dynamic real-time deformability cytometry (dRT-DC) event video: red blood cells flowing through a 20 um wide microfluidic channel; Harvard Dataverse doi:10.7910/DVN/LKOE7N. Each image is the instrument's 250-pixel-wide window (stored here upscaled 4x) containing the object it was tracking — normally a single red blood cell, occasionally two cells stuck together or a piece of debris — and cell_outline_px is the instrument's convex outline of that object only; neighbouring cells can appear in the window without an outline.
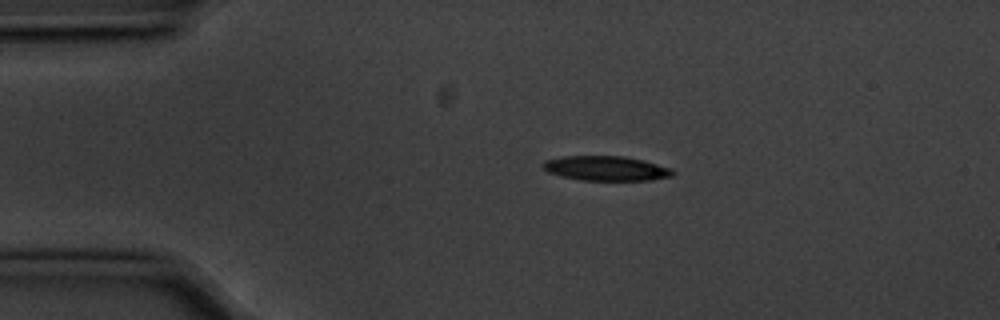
{"species": "common noctule bat (a hibernating species)", "species_latin": "Nyctalus noctula", "temperature_condition": "cold", "stored_images_in_passage": 45, "camera_frame_rate_fps": 3000, "um_per_image_px": 0.085, "animal": {"sex": "male", "body_mass_g": 20.1, "forearm_length_mm": 53.5}, "frame": {"image": 1, "passage_image": 1, "time_ms": 0.0, "image_size_px": [1000, 320], "cell_outline_px": [[676, 172], [672, 176], [652, 180], [580, 180], [560, 176], [548, 172], [540, 164], [544, 160], [564, 156], [624, 156], [644, 160], [672, 168]], "centroid_in_image_um": [51.52, 14.31], "position_along_channel_um": 33.5, "area_um2": 18.84}}
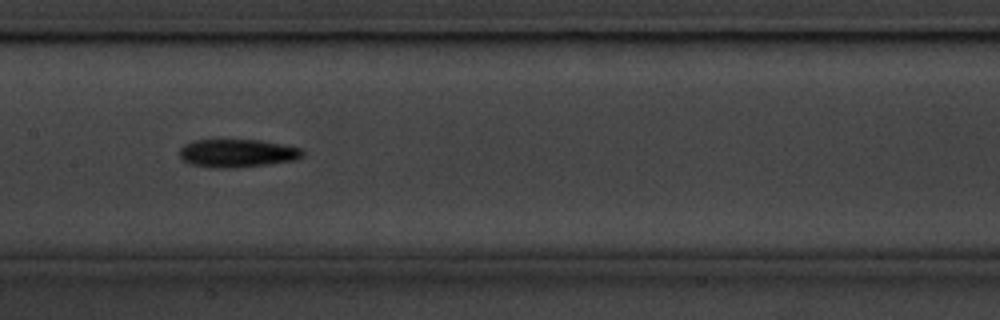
{"frame": {"image": 2, "passage_image": 17, "time_ms": 5.333, "image_size_px": [1000, 320], "cell_outline_px": [[304, 156], [292, 160], [236, 168], [212, 168], [188, 164], [180, 160], [180, 148], [184, 144], [196, 140], [260, 140], [300, 148], [304, 152]], "centroid_in_image_um": [20.09, 13.03], "position_along_channel_um": 187.3, "area_um2": 20.11}}
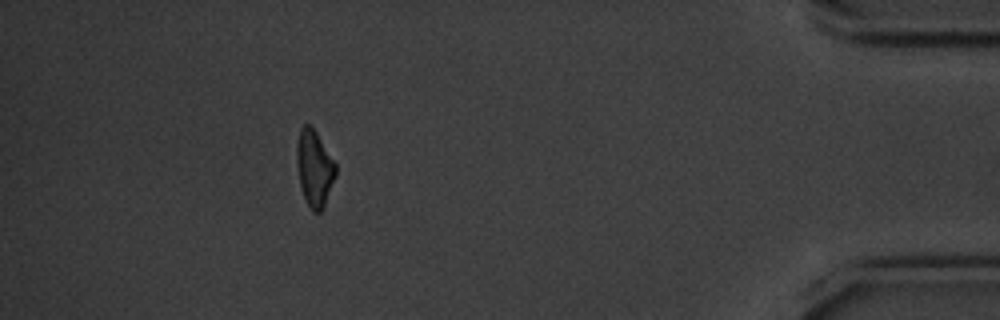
{"frame": {"image": 3, "passage_image": 40, "time_ms": 13.0, "image_size_px": [1000, 320], "cell_outline_px": [[336, 176], [324, 204], [320, 212], [312, 212], [300, 188], [296, 160], [296, 144], [300, 128], [304, 124], [308, 124], [316, 132], [336, 164]], "centroid_in_image_um": [26.7, 14.28], "position_along_channel_um": 408.5, "area_um2": 17.17}, "authors_computed_cell_mechanics": {"area_um2": 18.8428, "velocity_mm_per_s": 3.5976, "shape_relaxation_time_tau1_ms": 4.4592, "shape_relaxation_time_tau2_ms": null, "deformation_change_tau1": 0.1399, "deformation_change_tau2": null}}